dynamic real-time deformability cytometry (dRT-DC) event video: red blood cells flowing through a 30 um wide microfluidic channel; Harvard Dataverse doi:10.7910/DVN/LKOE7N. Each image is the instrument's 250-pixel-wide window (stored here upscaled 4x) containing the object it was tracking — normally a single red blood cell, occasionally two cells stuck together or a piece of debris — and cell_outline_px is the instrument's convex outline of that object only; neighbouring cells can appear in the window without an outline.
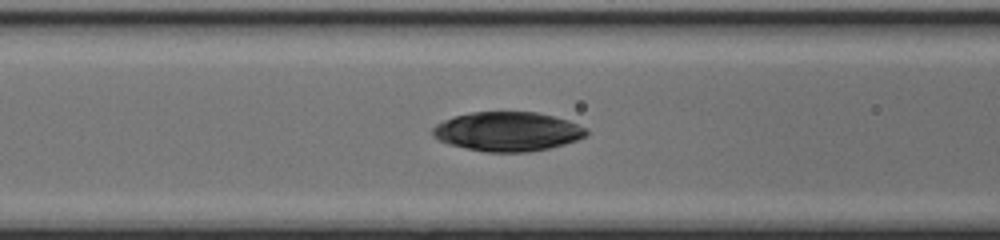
{"species": "common noctule bat (a hibernating species)", "species_latin": "Nyctalus noctula", "temperature_condition": "cold", "stored_images_in_passage": 44, "camera_frame_rate_fps": 3000, "um_per_image_px": 0.085, "animal": {"sex": "female", "body_mass_g": 17.0, "forearm_length_mm": 48.0}, "frame": {"image": 1, "passage_image": 19, "time_ms": 6.0, "image_size_px": [1000, 240], "cell_outline_px": [[588, 132], [584, 136], [576, 140], [564, 144], [548, 148], [528, 152], [488, 152], [448, 144], [432, 136], [432, 128], [436, 124], [444, 120], [456, 116], [472, 112], [536, 112], [568, 120], [584, 128]], "centroid_in_image_um": [43.11, 11.18], "position_along_channel_um": 123.5, "area_um2": 34.8}}
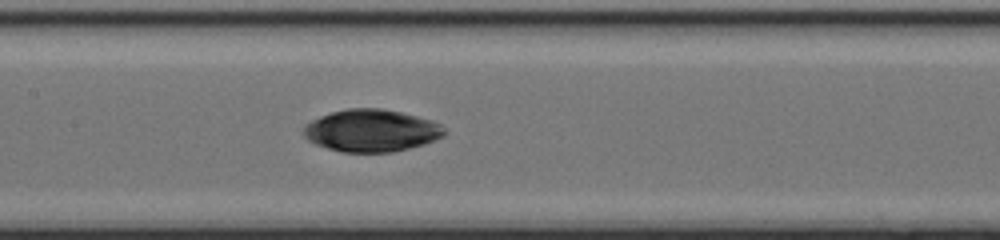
{"frame": {"image": 2, "passage_image": 23, "time_ms": 7.333, "image_size_px": [1000, 240], "cell_outline_px": [[444, 136], [424, 144], [392, 152], [344, 152], [328, 148], [316, 144], [308, 140], [304, 136], [304, 124], [320, 116], [332, 112], [348, 108], [384, 108], [432, 120], [440, 124], [444, 128]], "centroid_in_image_um": [31.56, 11.09], "position_along_channel_um": 175.8, "area_um2": 34.56}}
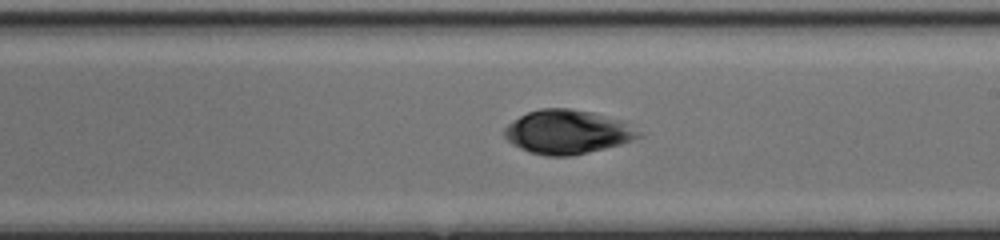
{"frame": {"image": 3, "passage_image": 28, "time_ms": 9.0, "image_size_px": [1000, 240], "cell_outline_px": [[648, 132], [644, 136], [620, 144], [572, 156], [544, 156], [528, 152], [512, 144], [504, 136], [504, 128], [508, 124], [520, 116], [528, 112], [540, 108], [568, 108], [592, 112], [620, 120]], "centroid_in_image_um": [48.28, 11.22], "position_along_channel_um": 240.7, "area_um2": 34.68}}